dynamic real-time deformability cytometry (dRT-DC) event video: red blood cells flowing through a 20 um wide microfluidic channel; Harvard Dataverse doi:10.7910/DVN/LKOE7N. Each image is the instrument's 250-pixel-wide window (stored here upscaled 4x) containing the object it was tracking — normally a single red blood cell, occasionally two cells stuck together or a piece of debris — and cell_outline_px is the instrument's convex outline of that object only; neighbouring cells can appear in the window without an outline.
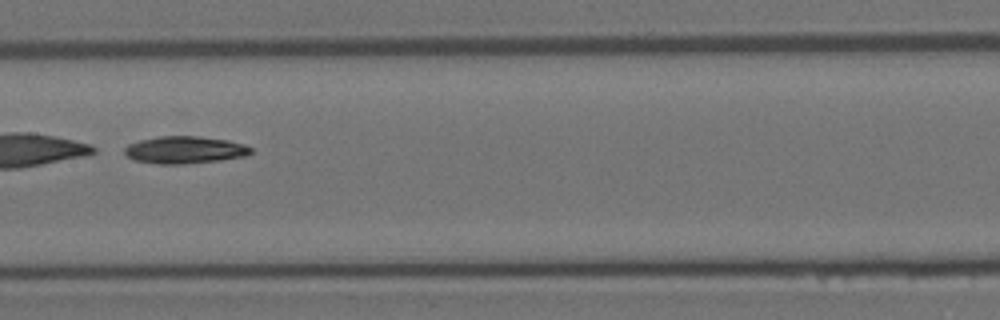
{"species": "Egyptian fruit bat (a non-hibernating species)", "species_latin": "Rousettus aegyptiacus", "temperature_condition": "room temperature", "stored_images_in_passage": 35, "camera_frame_rate_fps": 3000, "um_per_image_px": 0.085, "animal": {"sex": "female"}, "frame": {"image": 1, "passage_image": 16, "time_ms": 5.0, "image_size_px": [1000, 320], "cell_outline_px": [[252, 152], [244, 156], [220, 160], [180, 164], [160, 164], [136, 160], [128, 156], [124, 152], [124, 148], [128, 144], [140, 140], [160, 136], [196, 136], [228, 140], [244, 144], [252, 148]], "centroid_in_image_um": [15.71, 12.73], "position_along_channel_um": 191.7, "area_um2": 19.88}, "authors_computed_cell_mechanics": {"area_um2": 20.0566, "velocity_mm_per_s": 4.002, "shape_relaxation_time_tau1_ms": 1.6373, "shape_relaxation_time_tau2_ms": null, "deformation_change_tau1": 0.2237, "deformation_change_tau2": null}}